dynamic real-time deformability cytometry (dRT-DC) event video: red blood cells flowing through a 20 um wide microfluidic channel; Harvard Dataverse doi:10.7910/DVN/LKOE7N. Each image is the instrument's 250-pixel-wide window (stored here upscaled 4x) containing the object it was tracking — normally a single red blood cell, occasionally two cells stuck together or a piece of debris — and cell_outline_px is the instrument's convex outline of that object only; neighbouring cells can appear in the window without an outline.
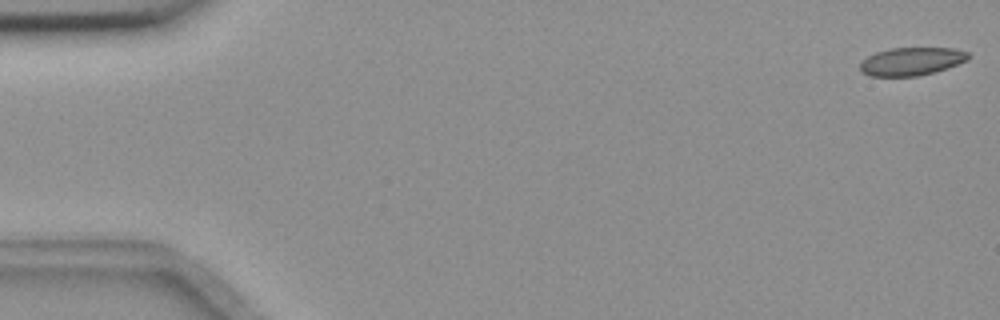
{"species": "common noctule bat (a hibernating species)", "species_latin": "Nyctalus noctula", "temperature_condition": "room temperature", "stored_images_in_passage": 55, "camera_frame_rate_fps": 3000, "um_per_image_px": 0.085, "animal": {"sex": "female", "body_mass_g": 18.4}, "frame": {"image": 1, "passage_image": 1, "time_ms": 0.0, "image_size_px": [1000, 320], "cell_outline_px": [[972, 56], [968, 60], [948, 68], [916, 76], [868, 76], [860, 72], [860, 64], [868, 56], [876, 52], [892, 48], [952, 48], [968, 52]], "centroid_in_image_um": [77.49, 5.22], "position_along_channel_um": 7.5, "area_um2": 17.69}}
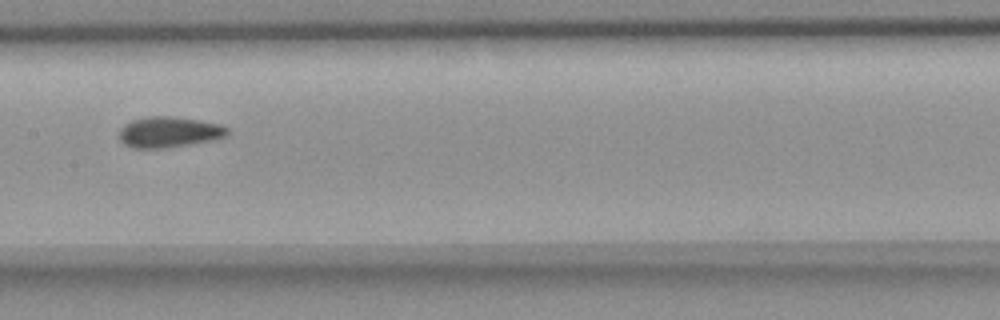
{"frame": {"image": 2, "passage_image": 28, "time_ms": 9.0, "image_size_px": [1000, 320], "cell_outline_px": [[228, 136], [212, 140], [164, 148], [132, 148], [124, 144], [120, 140], [120, 128], [124, 124], [132, 120], [148, 116], [172, 116], [200, 120], [220, 124], [228, 128]], "centroid_in_image_um": [14.36, 11.22], "position_along_channel_um": 193.0, "area_um2": 19.42}}
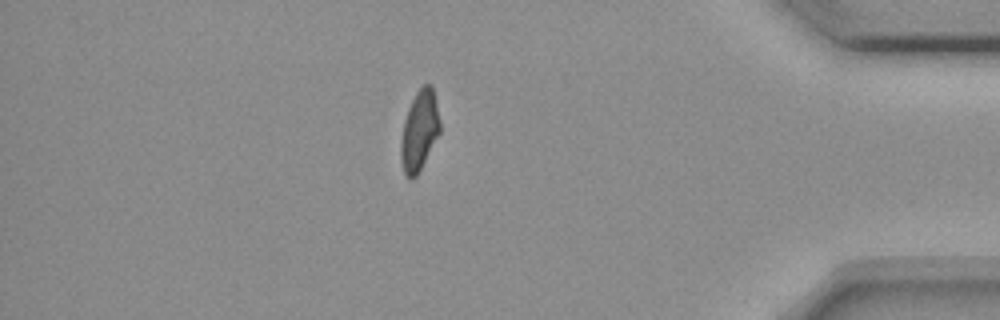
{"frame": {"image": 3, "passage_image": 48, "time_ms": 15.667, "image_size_px": [1000, 320], "cell_outline_px": [[440, 132], [416, 176], [412, 180], [408, 180], [404, 172], [400, 160], [400, 140], [404, 120], [408, 108], [416, 92], [424, 84], [432, 84], [440, 120]], "centroid_in_image_um": [35.63, 11.11], "position_along_channel_um": 399.6, "area_um2": 18.26}, "authors_computed_cell_mechanics": {"area_um2": 18.6694, "velocity_mm_per_s": 3.6628, "shape_relaxation_time_tau1_ms": null, "shape_relaxation_time_tau2_ms": 2.1867, "deformation_change_tau1": null, "deformation_change_tau2": 0.0582}}